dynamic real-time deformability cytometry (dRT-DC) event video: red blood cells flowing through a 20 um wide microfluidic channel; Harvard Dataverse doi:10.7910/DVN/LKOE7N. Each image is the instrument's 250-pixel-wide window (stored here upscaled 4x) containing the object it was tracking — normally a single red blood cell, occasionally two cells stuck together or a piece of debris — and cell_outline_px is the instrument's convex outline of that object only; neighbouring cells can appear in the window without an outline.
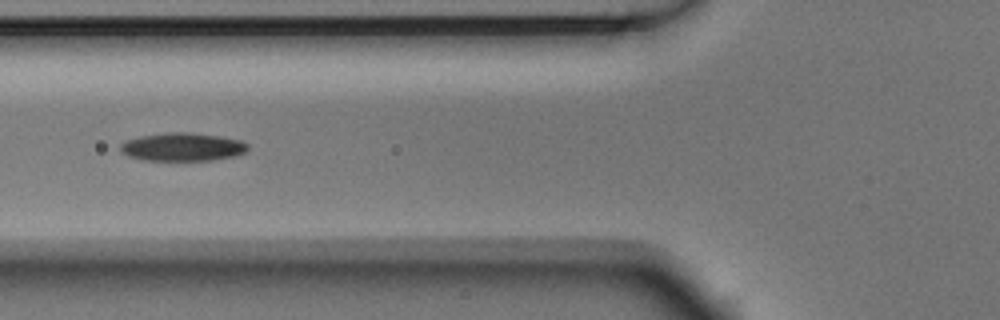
{"species": "Egyptian fruit bat (a non-hibernating species)", "species_latin": "Rousettus aegyptiacus", "temperature_condition": "room temperature", "stored_images_in_passage": 6, "camera_frame_rate_fps": 3000, "um_per_image_px": 0.085, "animal": {"sex": "male"}, "frame": {"image": 1, "passage_image": 3, "time_ms": 0.667, "image_size_px": [1000, 320], "cell_outline_px": [[248, 148], [244, 152], [236, 156], [212, 160], [144, 160], [128, 156], [120, 152], [120, 144], [124, 140], [140, 136], [168, 132], [192, 132], [220, 136], [240, 140], [248, 144]], "centroid_in_image_um": [15.49, 12.48], "position_along_channel_um": 110.3, "area_um2": 21.1}}
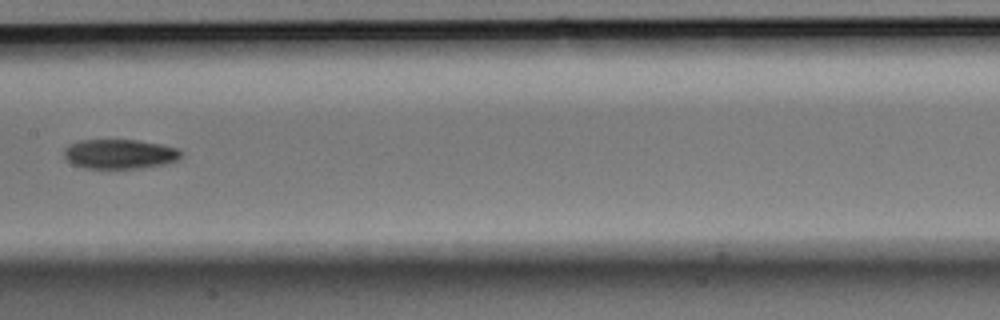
{"frame": {"image": 2, "passage_image": 5, "time_ms": 1.333, "image_size_px": [1000, 320], "cell_outline_px": [[180, 156], [176, 160], [168, 164], [144, 168], [84, 168], [72, 164], [64, 156], [64, 148], [68, 144], [80, 140], [136, 140], [164, 144], [176, 148], [180, 152]], "centroid_in_image_um": [10.16, 13.09], "position_along_channel_um": 197.2, "area_um2": 20.29}}
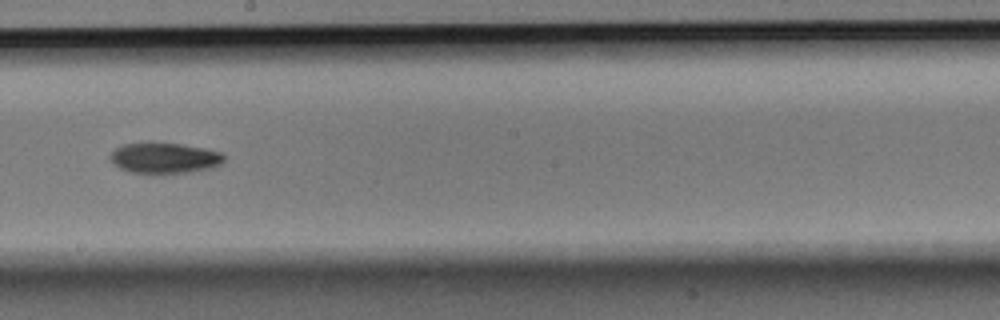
{"frame": {"image": 3, "passage_image": 6, "time_ms": 1.667, "image_size_px": [1000, 320], "cell_outline_px": [[224, 160], [220, 164], [212, 168], [188, 172], [152, 176], [132, 172], [120, 168], [112, 164], [108, 156], [116, 148], [124, 144], [180, 144], [204, 148], [224, 152]], "centroid_in_image_um": [13.98, 13.48], "position_along_channel_um": 234.2, "area_um2": 20.63}}